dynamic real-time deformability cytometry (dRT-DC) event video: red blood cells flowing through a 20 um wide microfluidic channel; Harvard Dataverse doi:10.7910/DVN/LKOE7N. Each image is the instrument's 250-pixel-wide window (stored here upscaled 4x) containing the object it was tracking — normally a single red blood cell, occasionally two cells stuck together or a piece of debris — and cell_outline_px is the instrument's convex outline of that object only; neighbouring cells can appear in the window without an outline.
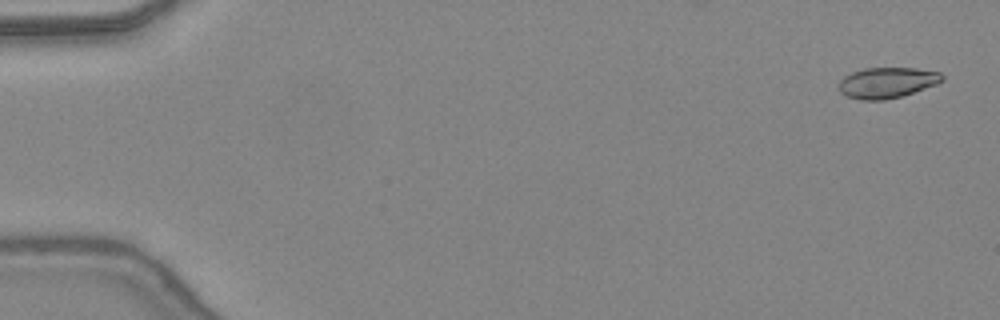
{"species": "common noctule bat (a hibernating species)", "species_latin": "Nyctalus noctula", "temperature_condition": "warm", "stored_images_in_passage": 48, "camera_frame_rate_fps": 3000, "um_per_image_px": 0.085, "animal": {"sex": "female", "body_mass_g": 24.6, "forearm_length_mm": 56.2}, "frame": {"image": 1, "passage_image": 2, "time_ms": 0.333, "image_size_px": [1000, 320], "cell_outline_px": [[944, 80], [936, 84], [900, 96], [884, 100], [860, 100], [848, 96], [840, 92], [840, 80], [844, 76], [852, 72], [864, 68], [916, 68], [940, 72], [944, 76]], "centroid_in_image_um": [75.4, 7.01], "position_along_channel_um": 9.6, "area_um2": 18.32}}
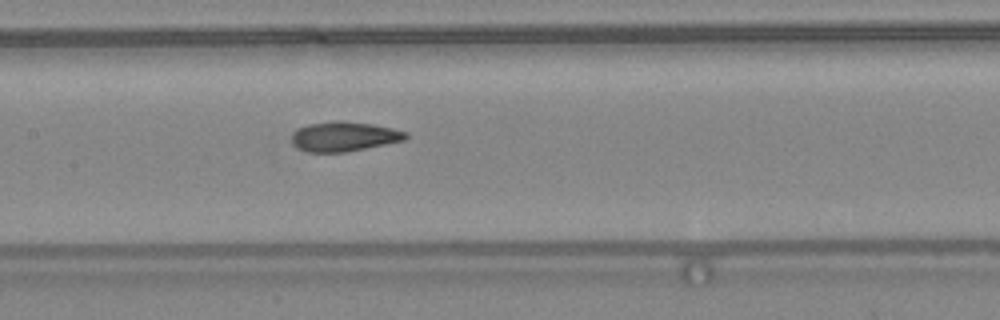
{"frame": {"image": 2, "passage_image": 24, "time_ms": 7.667, "image_size_px": [1000, 320], "cell_outline_px": [[408, 136], [404, 140], [344, 152], [308, 152], [292, 144], [292, 132], [296, 128], [308, 124], [332, 120], [344, 120], [372, 124], [392, 128], [408, 132]], "centroid_in_image_um": [29.21, 11.58], "position_along_channel_um": 178.2, "area_um2": 19.77}}
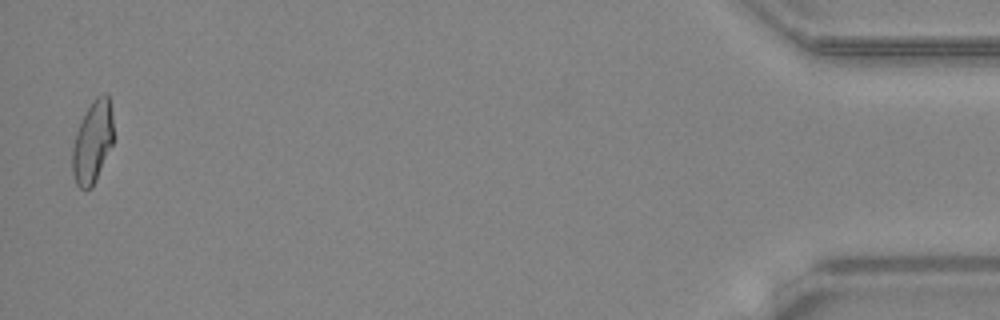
{"frame": {"image": 3, "passage_image": 47, "time_ms": 15.333, "image_size_px": [1000, 320], "cell_outline_px": [[112, 144], [96, 180], [92, 188], [80, 188], [76, 184], [72, 172], [72, 148], [76, 132], [92, 100], [96, 96], [104, 92], [108, 96], [112, 112]], "centroid_in_image_um": [7.86, 12.07], "position_along_channel_um": 427.3, "area_um2": 19.42}, "authors_computed_cell_mechanics": {"area_um2": 19.5364, "velocity_mm_per_s": 4.4235, "shape_relaxation_time_tau1_ms": null, "shape_relaxation_time_tau2_ms": 1.7073, "deformation_change_tau1": null, "deformation_change_tau2": 0.0815}}